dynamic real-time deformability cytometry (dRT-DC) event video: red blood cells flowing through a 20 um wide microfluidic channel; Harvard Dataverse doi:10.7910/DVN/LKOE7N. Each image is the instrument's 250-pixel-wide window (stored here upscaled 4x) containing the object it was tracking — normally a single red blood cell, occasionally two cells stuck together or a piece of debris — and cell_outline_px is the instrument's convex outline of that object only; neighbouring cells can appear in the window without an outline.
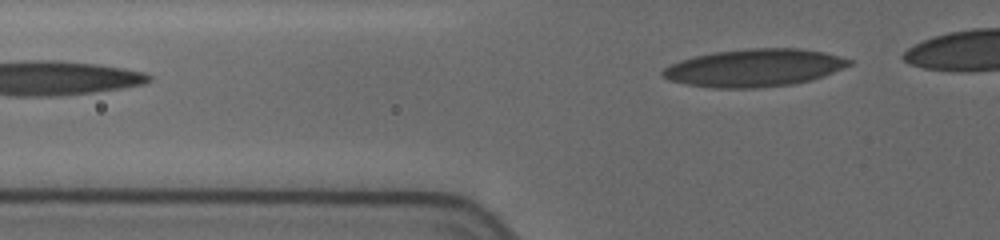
{"species": "human", "species_latin": "Homo sapiens", "temperature_condition": "cold", "stored_images_in_passage": 6, "segment_of_instrument_passage": [2, 2], "camera_frame_rate_fps": 3000, "um_per_image_px": 0.085, "donor": {"sex": "female"}, "frame": {"image": 1, "passage_image": 6, "time_ms": 3.667, "image_size_px": [1000, 240], "cell_outline_px": [[852, 64], [824, 76], [812, 80], [792, 84], [756, 88], [712, 88], [684, 84], [668, 80], [660, 72], [664, 68], [680, 60], [712, 52], [748, 48], [800, 48], [824, 52], [840, 56], [852, 60]], "centroid_in_image_um": [64.12, 5.76], "position_along_channel_um": 61.7, "area_um2": 41.04}}